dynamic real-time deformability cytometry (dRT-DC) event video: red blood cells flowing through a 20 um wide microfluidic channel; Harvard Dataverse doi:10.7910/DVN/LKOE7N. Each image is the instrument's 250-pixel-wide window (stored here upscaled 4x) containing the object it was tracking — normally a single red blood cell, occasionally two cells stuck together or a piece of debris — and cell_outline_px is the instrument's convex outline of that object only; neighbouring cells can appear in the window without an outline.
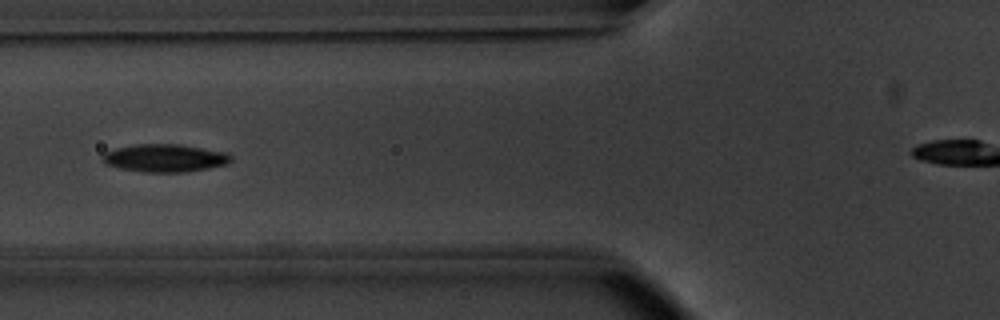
{"species": "common noctule bat (a hibernating species)", "species_latin": "Nyctalus noctula", "temperature_condition": "warm", "stored_images_in_passage": 48, "camera_frame_rate_fps": 3000, "um_per_image_px": 0.085, "animal": {"sex": "male", "body_mass_g": 20.1, "forearm_length_mm": 53.5}, "frame": {"image": 1, "passage_image": 21, "time_ms": 6.667, "image_size_px": [1000, 320], "cell_outline_px": [[232, 160], [228, 164], [188, 172], [144, 172], [120, 168], [104, 164], [100, 160], [104, 152], [116, 148], [136, 144], [180, 144], [224, 152], [232, 156]], "centroid_in_image_um": [13.98, 13.44], "position_along_channel_um": 111.8, "area_um2": 20.92}}
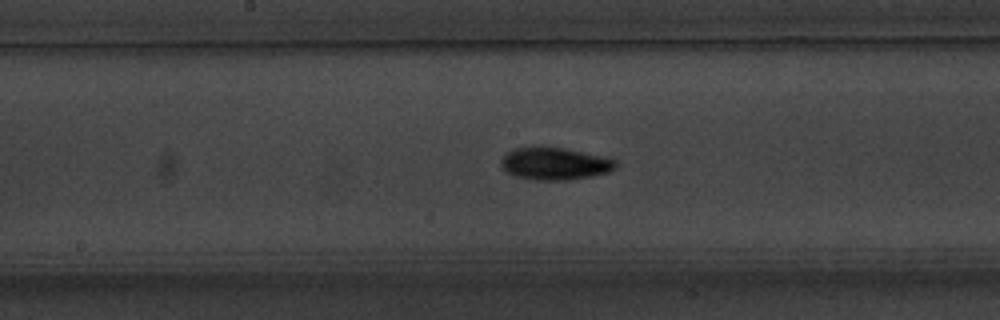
{"frame": {"image": 2, "passage_image": 28, "time_ms": 9.0, "image_size_px": [1000, 320], "cell_outline_px": [[616, 168], [608, 172], [592, 176], [568, 180], [532, 180], [516, 176], [508, 172], [500, 164], [500, 160], [512, 148], [532, 144], [536, 144], [564, 148], [604, 156], [616, 160]], "centroid_in_image_um": [47.12, 13.87], "position_along_channel_um": 201.1, "area_um2": 22.2}}